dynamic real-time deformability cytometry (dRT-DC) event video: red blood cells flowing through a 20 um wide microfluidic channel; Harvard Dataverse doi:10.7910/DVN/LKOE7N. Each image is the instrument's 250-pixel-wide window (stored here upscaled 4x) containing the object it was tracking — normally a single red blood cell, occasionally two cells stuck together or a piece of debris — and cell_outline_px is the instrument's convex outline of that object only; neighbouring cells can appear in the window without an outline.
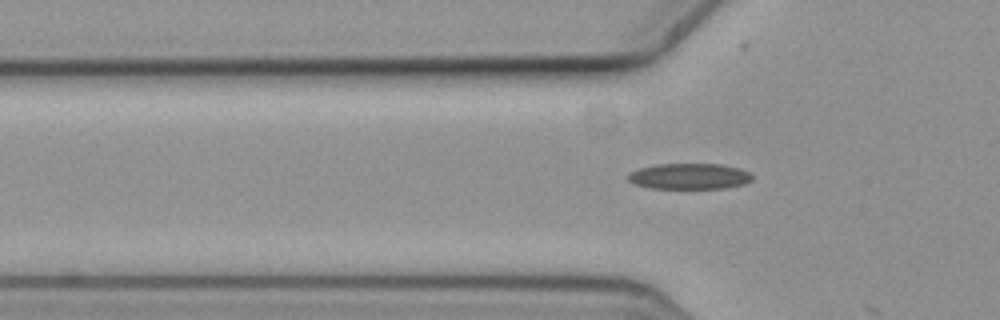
{"species": "common noctule bat (a hibernating species)", "species_latin": "Nyctalus noctula", "temperature_condition": "cold", "stored_images_in_passage": 5, "camera_frame_rate_fps": 3000, "um_per_image_px": 0.085, "animal": {"sex": "female", "body_mass_g": 19.3, "forearm_length_mm": 54.1}, "frame": {"image": 1, "passage_image": 5, "time_ms": 1.333, "image_size_px": [1000, 320], "cell_outline_px": [[752, 180], [744, 184], [724, 188], [648, 188], [632, 184], [628, 180], [628, 176], [632, 172], [640, 168], [656, 164], [724, 164], [740, 168], [748, 172], [752, 176]], "centroid_in_image_um": [58.6, 14.98], "position_along_channel_um": 67.2, "area_um2": 18.73}}